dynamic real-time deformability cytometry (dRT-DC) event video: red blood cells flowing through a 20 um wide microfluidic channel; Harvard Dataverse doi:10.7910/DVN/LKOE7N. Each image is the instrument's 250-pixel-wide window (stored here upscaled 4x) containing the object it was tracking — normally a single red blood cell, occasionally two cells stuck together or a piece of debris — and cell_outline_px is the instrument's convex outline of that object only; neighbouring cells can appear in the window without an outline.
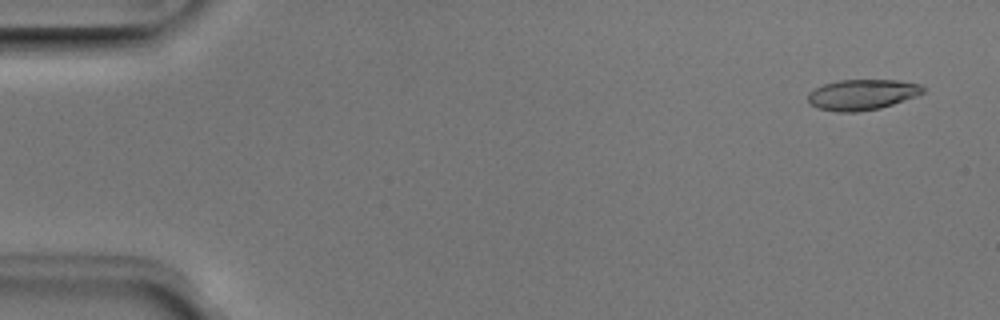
{"species": "Egyptian fruit bat (a non-hibernating species)", "species_latin": "Rousettus aegyptiacus", "temperature_condition": "room temperature", "stored_images_in_passage": 51, "camera_frame_rate_fps": 3000, "um_per_image_px": 0.085, "animal": {"sex": "male"}, "frame": {"image": 1, "passage_image": 3, "time_ms": 0.667, "image_size_px": [1000, 320], "cell_outline_px": [[924, 92], [916, 96], [880, 108], [856, 112], [836, 112], [820, 108], [812, 104], [808, 100], [808, 92], [824, 84], [840, 80], [896, 80], [920, 84], [924, 88]], "centroid_in_image_um": [73.28, 8.04], "position_along_channel_um": 11.7, "area_um2": 20.29}}
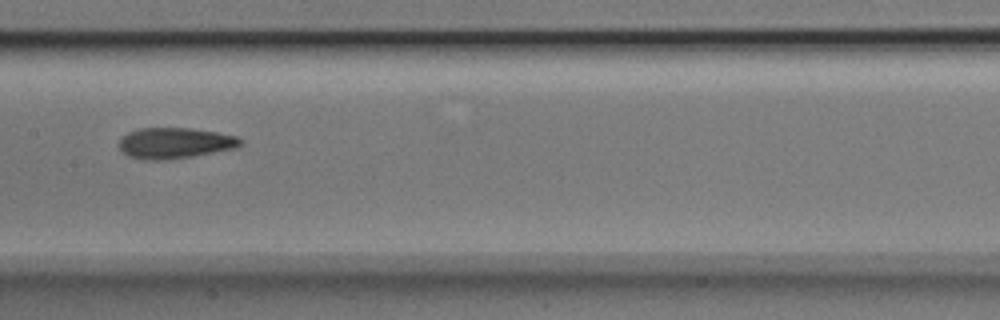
{"frame": {"image": 2, "passage_image": 26, "time_ms": 8.333, "image_size_px": [1000, 320], "cell_outline_px": [[244, 140], [236, 148], [192, 156], [164, 160], [144, 160], [128, 156], [120, 148], [120, 140], [128, 132], [140, 128], [188, 128], [216, 132], [236, 136]], "centroid_in_image_um": [14.87, 12.16], "position_along_channel_um": 192.5, "area_um2": 21.62}}
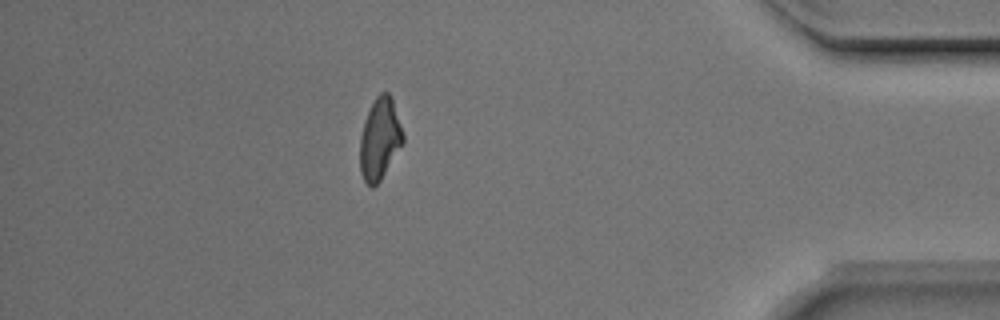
{"frame": {"image": 3, "passage_image": 45, "time_ms": 14.667, "image_size_px": [1000, 320], "cell_outline_px": [[404, 144], [380, 180], [372, 188], [364, 180], [360, 172], [360, 136], [364, 120], [376, 96], [380, 92], [388, 92], [392, 100], [404, 136]], "centroid_in_image_um": [32.28, 11.83], "position_along_channel_um": 402.9, "area_um2": 20.35}, "authors_computed_cell_mechanics": {"area_um2": 20.9814, "velocity_mm_per_s": 3.9824, "shape_relaxation_time_tau1_ms": 5.8623, "shape_relaxation_time_tau2_ms": 3.3055, "deformation_change_tau1": 0.1769, "deformation_change_tau2": 0.1149}}